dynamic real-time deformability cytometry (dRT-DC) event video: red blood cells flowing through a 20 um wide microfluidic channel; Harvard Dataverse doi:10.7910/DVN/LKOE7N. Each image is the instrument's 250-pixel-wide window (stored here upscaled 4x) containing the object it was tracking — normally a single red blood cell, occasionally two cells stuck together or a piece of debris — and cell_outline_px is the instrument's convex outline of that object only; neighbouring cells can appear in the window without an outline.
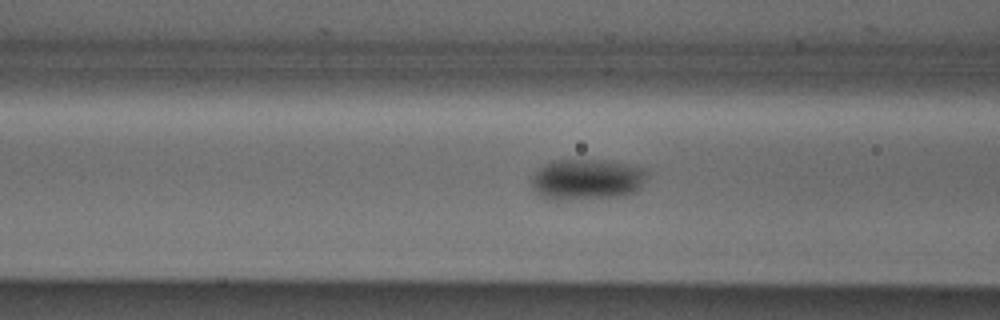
{"species": "Egyptian fruit bat (a non-hibernating species)", "species_latin": "Rousettus aegyptiacus", "temperature_condition": "cold", "stored_images_in_passage": 6, "camera_frame_rate_fps": 3000, "um_per_image_px": 0.085, "animal": {"sex": "male"}, "frame": {"image": 1, "passage_image": 4, "time_ms": 1.0, "image_size_px": [1000, 320], "cell_outline_px": [[648, 172], [640, 188], [636, 192], [624, 196], [560, 200], [548, 200], [540, 196], [532, 188], [532, 176], [536, 168], [552, 160], [604, 160], [628, 164], [644, 168]], "centroid_in_image_um": [49.86, 15.25], "position_along_channel_um": 116.7, "area_um2": 27.92}}